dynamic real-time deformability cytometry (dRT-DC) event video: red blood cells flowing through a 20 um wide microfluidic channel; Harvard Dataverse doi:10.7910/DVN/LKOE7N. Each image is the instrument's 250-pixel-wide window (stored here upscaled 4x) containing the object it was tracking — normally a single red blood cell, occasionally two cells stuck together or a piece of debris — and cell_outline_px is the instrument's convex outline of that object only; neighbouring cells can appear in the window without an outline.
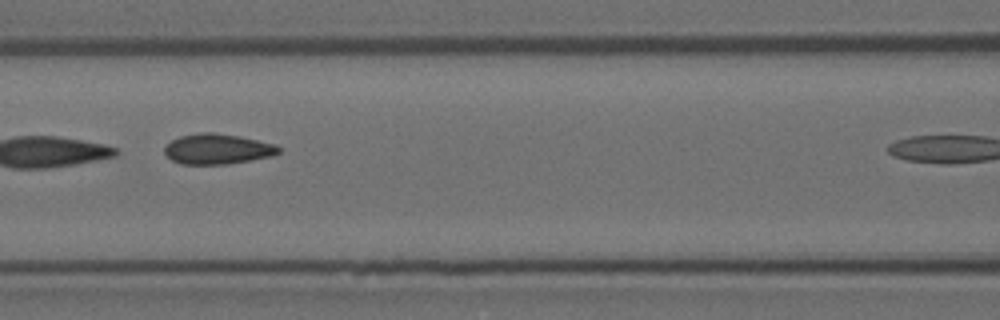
{"species": "Egyptian fruit bat (a non-hibernating species)", "species_latin": "Rousettus aegyptiacus", "temperature_condition": "room temperature", "stored_images_in_passage": 6, "camera_frame_rate_fps": 3000, "um_per_image_px": 0.085, "animal": {"sex": "female"}, "frame": {"image": 1, "passage_image": 5, "time_ms": 1.333, "image_size_px": [1000, 320], "cell_outline_px": [[280, 152], [272, 156], [228, 164], [180, 164], [172, 160], [164, 152], [164, 148], [172, 140], [180, 136], [200, 132], [216, 132], [240, 136], [276, 144], [280, 148]], "centroid_in_image_um": [18.5, 12.66], "position_along_channel_um": 148.1, "area_um2": 20.23}}